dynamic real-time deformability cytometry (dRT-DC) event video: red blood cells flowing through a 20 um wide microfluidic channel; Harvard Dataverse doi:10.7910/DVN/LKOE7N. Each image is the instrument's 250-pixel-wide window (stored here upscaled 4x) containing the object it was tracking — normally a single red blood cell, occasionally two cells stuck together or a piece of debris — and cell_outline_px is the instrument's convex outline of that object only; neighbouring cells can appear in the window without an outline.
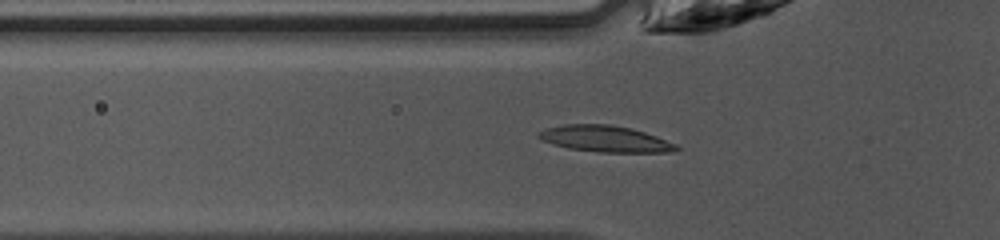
{"species": "common noctule bat (a hibernating species)", "species_latin": "Nyctalus noctula", "temperature_condition": "warm", "stored_images_in_passage": 37, "camera_frame_rate_fps": 3000, "um_per_image_px": 0.085, "animal": {"sex": "female", "body_mass_g": 10.0, "forearm_length_mm": 53.1}, "frame": {"image": 1, "passage_image": 6, "time_ms": 1.667, "image_size_px": [1000, 240], "cell_outline_px": [[680, 148], [672, 152], [600, 152], [568, 148], [552, 144], [540, 140], [536, 136], [536, 132], [548, 128], [564, 124], [612, 124], [632, 128], [656, 136], [676, 144]], "centroid_in_image_um": [51.4, 11.79], "position_along_channel_um": 74.4, "area_um2": 21.21}}
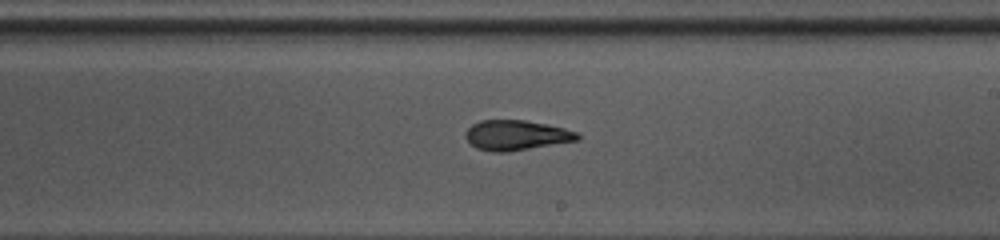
{"frame": {"image": 2, "passage_image": 18, "time_ms": 5.667, "image_size_px": [1000, 240], "cell_outline_px": [[580, 140], [504, 152], [492, 152], [476, 148], [464, 136], [464, 132], [472, 124], [480, 120], [524, 120], [548, 124], [564, 128], [576, 132], [580, 136]], "centroid_in_image_um": [43.86, 11.48], "position_along_channel_um": 245.1, "area_um2": 19.54}}
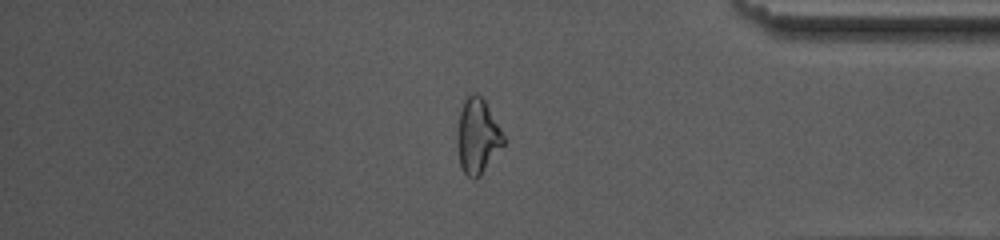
{"frame": {"image": 3, "passage_image": 30, "time_ms": 9.667, "image_size_px": [1000, 240], "cell_outline_px": [[504, 144], [480, 176], [476, 180], [472, 180], [464, 172], [460, 164], [456, 140], [460, 112], [464, 100], [472, 92], [476, 92], [484, 100], [500, 128], [504, 136]], "centroid_in_image_um": [40.57, 11.59], "position_along_channel_um": 394.6, "area_um2": 20.06}}